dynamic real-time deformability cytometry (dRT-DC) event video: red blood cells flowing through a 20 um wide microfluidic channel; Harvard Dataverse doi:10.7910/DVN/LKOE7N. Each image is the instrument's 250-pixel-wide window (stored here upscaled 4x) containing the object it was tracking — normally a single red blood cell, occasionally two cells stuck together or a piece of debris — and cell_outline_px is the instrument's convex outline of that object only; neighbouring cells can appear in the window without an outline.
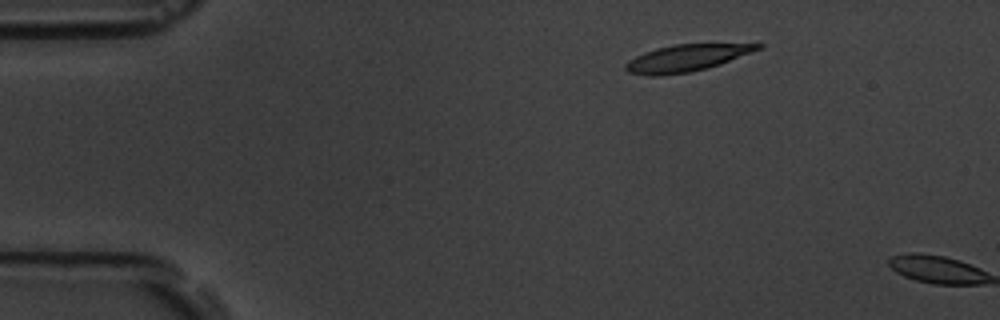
{"species": "common noctule bat (a hibernating species)", "species_latin": "Nyctalus noctula", "temperature_condition": "room temperature", "stored_images_in_passage": 3, "camera_frame_rate_fps": 3000, "um_per_image_px": 0.085, "animal": {"sex": "male", "body_mass_g": 19.5, "forearm_length_mm": 54.6}, "frame": {"image": 1, "passage_image": 2, "time_ms": 1.333, "image_size_px": [1000, 320], "cell_outline_px": [[764, 48], [720, 64], [708, 68], [688, 72], [660, 76], [648, 76], [628, 72], [624, 68], [624, 64], [628, 60], [644, 52], [656, 48], [672, 44], [764, 44]], "centroid_in_image_um": [58.32, 4.93], "position_along_channel_um": 26.7, "area_um2": 20.75}}